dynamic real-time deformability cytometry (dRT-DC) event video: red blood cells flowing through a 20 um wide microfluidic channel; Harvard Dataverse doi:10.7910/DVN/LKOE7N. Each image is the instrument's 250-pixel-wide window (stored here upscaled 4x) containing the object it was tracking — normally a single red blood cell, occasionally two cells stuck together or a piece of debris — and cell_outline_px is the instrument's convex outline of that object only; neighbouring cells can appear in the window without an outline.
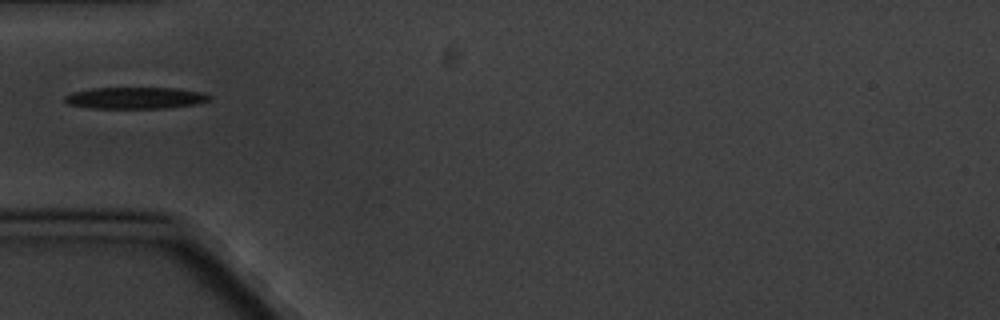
{"species": "common noctule bat (a hibernating species)", "species_latin": "Nyctalus noctula", "temperature_condition": "cold", "stored_images_in_passage": 9, "camera_frame_rate_fps": 3000, "um_per_image_px": 0.085, "animal": {"sex": "male", "body_mass_g": 20.1, "forearm_length_mm": 53.5}, "frame": {"image": 1, "passage_image": 6, "time_ms": 6.0, "image_size_px": [1000, 320], "cell_outline_px": [[212, 96], [208, 100], [192, 104], [164, 108], [88, 108], [68, 104], [64, 100], [64, 96], [72, 92], [92, 88], [176, 88], [204, 92]], "centroid_in_image_um": [11.46, 8.32], "position_along_channel_um": 73.5, "area_um2": 18.15}}